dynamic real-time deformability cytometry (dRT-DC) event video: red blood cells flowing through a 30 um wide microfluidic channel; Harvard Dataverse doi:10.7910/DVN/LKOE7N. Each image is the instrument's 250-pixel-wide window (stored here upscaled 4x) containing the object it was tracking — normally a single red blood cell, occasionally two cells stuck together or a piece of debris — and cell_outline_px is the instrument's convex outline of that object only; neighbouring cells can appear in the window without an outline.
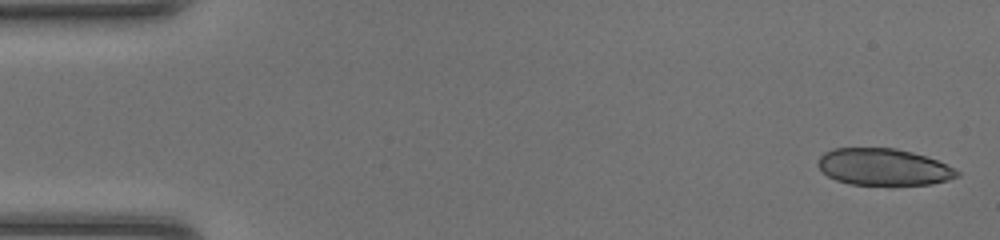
{"species": "common noctule bat (a hibernating species)", "species_latin": "Nyctalus noctula", "temperature_condition": "room temperature", "stored_images_in_passage": 46, "camera_frame_rate_fps": 3000, "um_per_image_px": 0.085, "animal": {"sex": "female", "body_mass_g": 20.0, "forearm_length_mm": 54.0}, "frame": {"image": 1, "passage_image": 1, "time_ms": 0.0, "image_size_px": [1000, 240], "cell_outline_px": [[960, 176], [948, 180], [932, 184], [848, 184], [836, 180], [828, 176], [816, 164], [820, 156], [824, 152], [832, 148], [896, 148], [912, 152], [936, 160], [960, 172]], "centroid_in_image_um": [75.07, 14.18], "position_along_channel_um": 9.9, "area_um2": 29.59}}
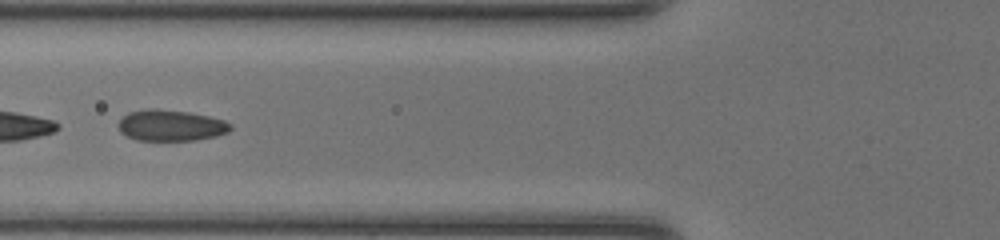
{"frame": {"image": 2, "passage_image": 18, "time_ms": 5.667, "image_size_px": [1000, 240], "cell_outline_px": [[232, 128], [228, 132], [216, 136], [196, 140], [136, 140], [120, 132], [116, 124], [128, 112], [148, 108], [156, 108], [188, 112], [208, 116], [224, 120], [232, 124]], "centroid_in_image_um": [14.51, 10.65], "position_along_channel_um": 111.3, "area_um2": 20.46}}
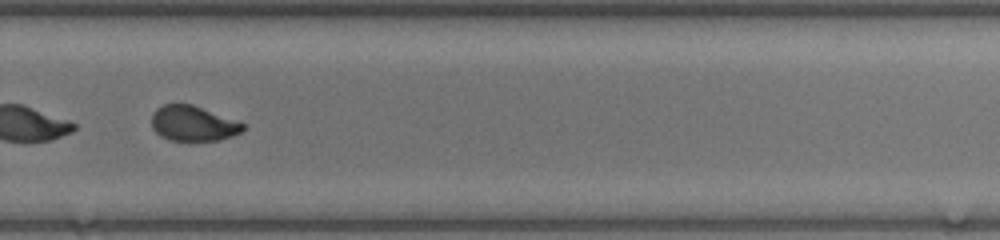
{"frame": {"image": 3, "passage_image": 32, "time_ms": 10.333, "image_size_px": [1000, 240], "cell_outline_px": [[244, 128], [240, 132], [232, 136], [220, 140], [168, 140], [160, 136], [152, 128], [152, 112], [156, 108], [164, 104], [192, 104], [244, 124]], "centroid_in_image_um": [16.36, 10.49], "position_along_channel_um": 313.4, "area_um2": 18.5}, "authors_computed_cell_mechanics": {"area_um2": 20.6057, "velocity_mm_per_s": 4.3354, "shape_relaxation_time_tau1_ms": 7.2653, "shape_relaxation_time_tau2_ms": null, "deformation_change_tau1": 0.2151, "deformation_change_tau2": null}}